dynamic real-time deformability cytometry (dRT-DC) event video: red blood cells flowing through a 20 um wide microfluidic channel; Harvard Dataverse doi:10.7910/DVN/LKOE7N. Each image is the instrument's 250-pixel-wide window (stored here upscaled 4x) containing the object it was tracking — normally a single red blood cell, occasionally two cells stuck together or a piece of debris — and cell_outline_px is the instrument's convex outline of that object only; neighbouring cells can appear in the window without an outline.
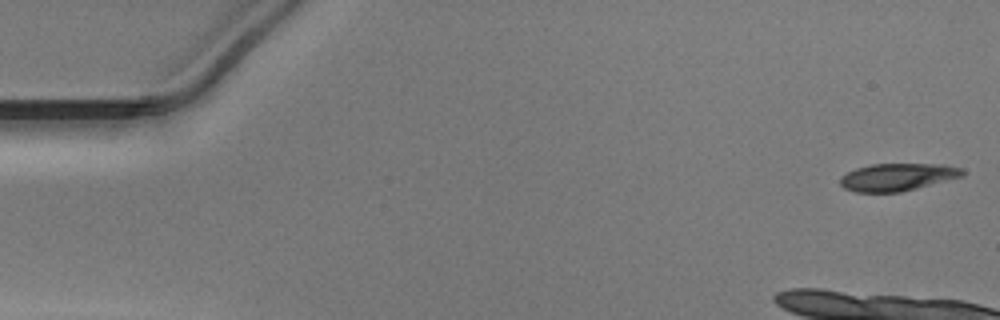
{"species": "Egyptian fruit bat (a non-hibernating species)", "species_latin": "Rousettus aegyptiacus", "temperature_condition": "warm", "stored_images_in_passage": 17, "camera_frame_rate_fps": 3000, "um_per_image_px": 0.085, "animal": {"sex": "male"}, "frame": {"image": 1, "passage_image": 1, "time_ms": 0.0, "image_size_px": [1000, 320], "cell_outline_px": [[964, 176], [900, 192], [856, 192], [844, 188], [840, 184], [840, 176], [856, 168], [872, 164], [944, 164], [960, 168], [964, 172]], "centroid_in_image_um": [76.27, 15.05], "position_along_channel_um": 8.7, "area_um2": 19.48}}